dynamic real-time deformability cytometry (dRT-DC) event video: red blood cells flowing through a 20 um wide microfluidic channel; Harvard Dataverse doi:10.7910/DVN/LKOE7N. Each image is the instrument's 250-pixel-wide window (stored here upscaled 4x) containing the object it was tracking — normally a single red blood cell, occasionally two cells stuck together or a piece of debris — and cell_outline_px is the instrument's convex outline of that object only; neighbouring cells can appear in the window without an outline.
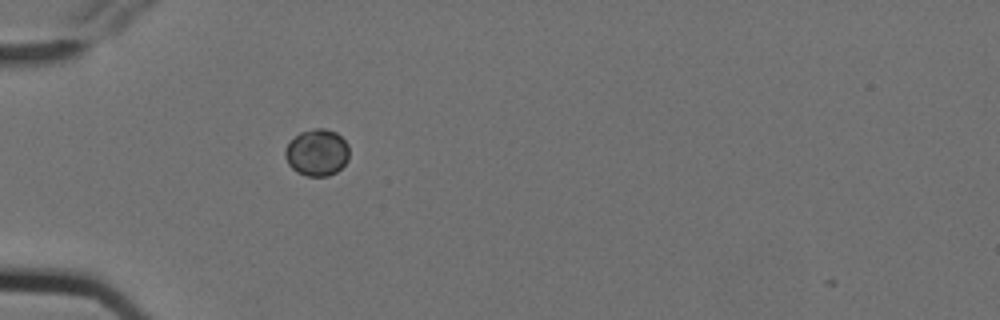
{"species": "Egyptian fruit bat (a non-hibernating species)", "species_latin": "Rousettus aegyptiacus", "temperature_condition": "cold", "stored_images_in_passage": 1, "camera_frame_rate_fps": 3000, "um_per_image_px": 0.085, "animal": {"sex": "female"}, "frame": {"image": 1, "passage_image": 1, "time_ms": 0.0, "image_size_px": [1000, 320], "cell_outline_px": [[348, 160], [336, 172], [328, 176], [308, 176], [296, 172], [288, 164], [284, 156], [284, 148], [300, 132], [316, 128], [324, 128], [336, 132], [348, 144]], "centroid_in_image_um": [26.93, 12.97], "position_along_channel_um": 58.1, "area_um2": 17.46}}